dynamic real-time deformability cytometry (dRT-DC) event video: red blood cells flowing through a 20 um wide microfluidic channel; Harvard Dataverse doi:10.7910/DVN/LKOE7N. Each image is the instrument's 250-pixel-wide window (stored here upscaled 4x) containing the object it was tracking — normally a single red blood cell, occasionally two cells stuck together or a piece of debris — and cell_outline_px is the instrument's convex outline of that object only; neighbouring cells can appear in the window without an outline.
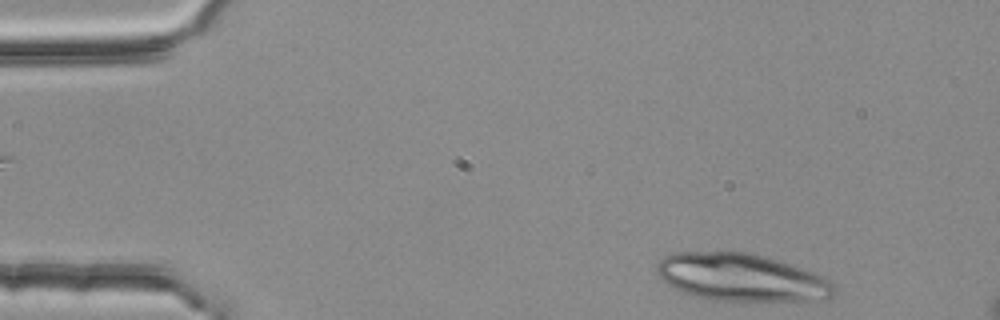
{"species": "common noctule bat (a hibernating species)", "species_latin": "Nyctalus noctula", "temperature_condition": "room temperature", "stored_images_in_passage": 3, "camera_frame_rate_fps": 3000, "um_per_image_px": 0.085, "animal": {"sex": "female", "body_mass_g": 25.1}, "frame": {"image": 1, "passage_image": 3, "time_ms": 0.667, "image_size_px": [1000, 320], "cell_outline_px": [[836, 292], [832, 300], [808, 304], [804, 304], [708, 300], [692, 296], [668, 284], [656, 272], [656, 268], [660, 260], [664, 256], [672, 252], [752, 252], [768, 256], [804, 268], [824, 276], [832, 280], [836, 284]], "centroid_in_image_um": [63.22, 23.65], "position_along_channel_um": 21.8, "area_um2": 51.56}}